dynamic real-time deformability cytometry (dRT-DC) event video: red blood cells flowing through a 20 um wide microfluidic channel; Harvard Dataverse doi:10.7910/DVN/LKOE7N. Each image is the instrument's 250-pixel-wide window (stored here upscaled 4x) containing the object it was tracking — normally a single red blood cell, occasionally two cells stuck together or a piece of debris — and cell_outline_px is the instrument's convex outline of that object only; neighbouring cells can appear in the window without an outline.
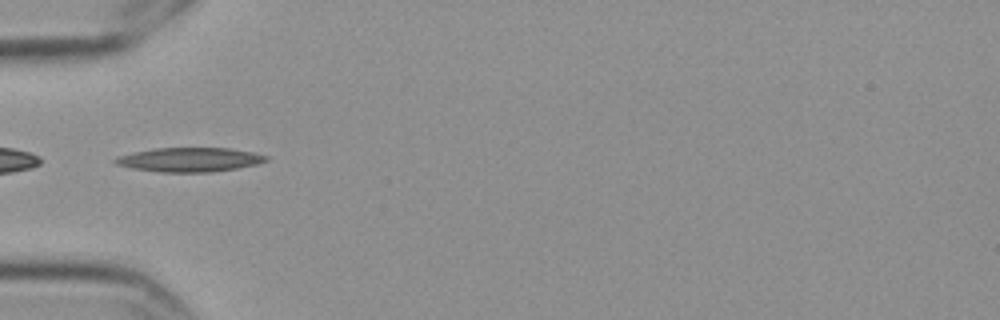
{"species": "Egyptian fruit bat (a non-hibernating species)", "species_latin": "Rousettus aegyptiacus", "temperature_condition": "cold", "stored_images_in_passage": 11, "camera_frame_rate_fps": 3000, "um_per_image_px": 0.085, "frame": {"image": 1, "passage_image": 1, "time_ms": 0.0, "image_size_px": [1000, 320], "cell_outline_px": [[268, 160], [256, 164], [236, 168], [208, 172], [160, 172], [132, 168], [116, 164], [112, 160], [120, 156], [136, 152], [156, 148], [228, 148], [252, 152], [268, 156]], "centroid_in_image_um": [16.12, 13.57], "position_along_channel_um": 68.9, "area_um2": 20.92}}
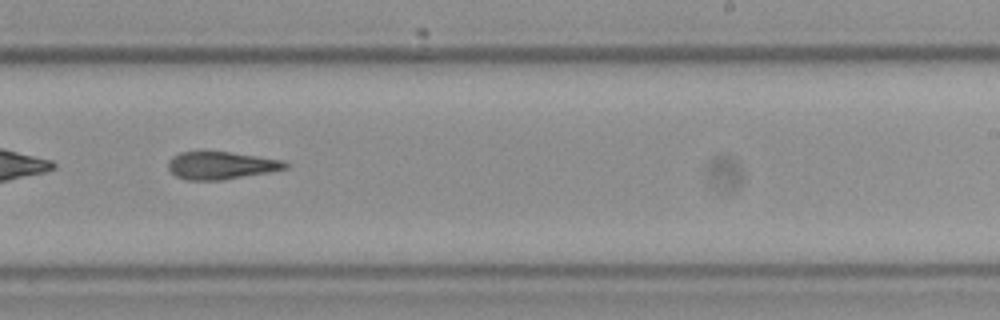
{"frame": {"image": 2, "passage_image": 6, "time_ms": 1.667, "image_size_px": [1000, 320], "cell_outline_px": [[288, 168], [268, 172], [220, 180], [188, 180], [176, 176], [168, 168], [168, 160], [172, 156], [180, 152], [200, 148], [204, 148], [284, 160], [288, 164]], "centroid_in_image_um": [18.72, 14.0], "position_along_channel_um": 270.3, "area_um2": 19.48}}
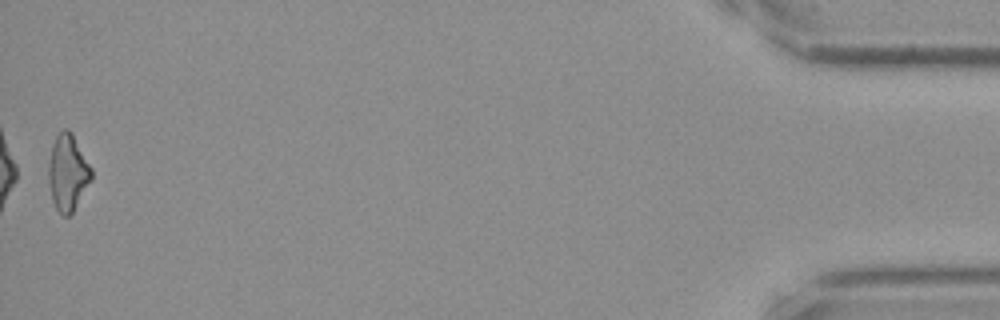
{"frame": {"image": 3, "passage_image": 11, "time_ms": 3.333, "image_size_px": [1000, 320], "cell_outline_px": [[92, 180], [72, 212], [68, 216], [64, 216], [56, 208], [52, 200], [48, 176], [48, 164], [52, 144], [56, 136], [64, 128], [68, 128], [72, 132], [92, 168]], "centroid_in_image_um": [5.77, 14.64], "position_along_channel_um": 429.4, "area_um2": 19.07}}